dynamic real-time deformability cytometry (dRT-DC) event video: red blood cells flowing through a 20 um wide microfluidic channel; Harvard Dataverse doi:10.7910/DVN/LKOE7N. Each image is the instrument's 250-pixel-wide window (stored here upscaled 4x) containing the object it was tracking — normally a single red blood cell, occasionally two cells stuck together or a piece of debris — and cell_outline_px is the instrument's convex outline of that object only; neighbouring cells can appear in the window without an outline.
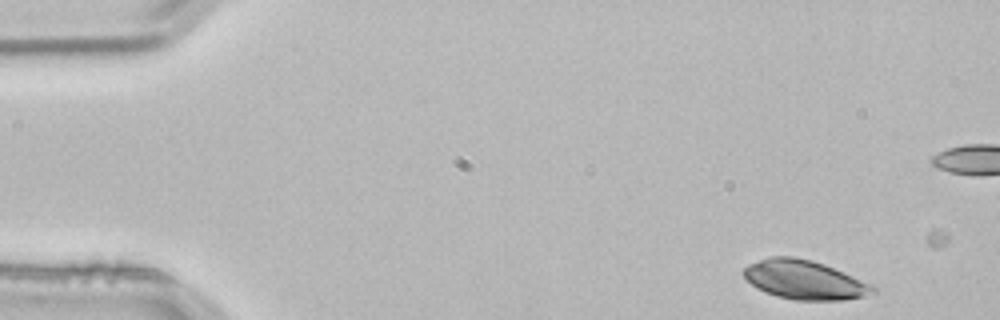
{"species": "common noctule bat (a hibernating species)", "species_latin": "Nyctalus noctula", "temperature_condition": "room temperature", "stored_images_in_passage": 4, "camera_frame_rate_fps": 3000, "um_per_image_px": 0.085, "animal": {"sex": "male", "body_mass_g": 21.5, "forearm_length_mm": 52.0}, "frame": {"image": 1, "passage_image": 1, "time_ms": 0.0, "image_size_px": [1000, 320], "cell_outline_px": [[876, 292], [864, 296], [844, 300], [796, 300], [776, 296], [764, 292], [756, 288], [740, 272], [748, 264], [772, 256], [792, 256], [812, 260], [824, 264], [872, 284], [876, 288]], "centroid_in_image_um": [68.36, 23.79], "position_along_channel_um": 16.6, "area_um2": 29.42}}